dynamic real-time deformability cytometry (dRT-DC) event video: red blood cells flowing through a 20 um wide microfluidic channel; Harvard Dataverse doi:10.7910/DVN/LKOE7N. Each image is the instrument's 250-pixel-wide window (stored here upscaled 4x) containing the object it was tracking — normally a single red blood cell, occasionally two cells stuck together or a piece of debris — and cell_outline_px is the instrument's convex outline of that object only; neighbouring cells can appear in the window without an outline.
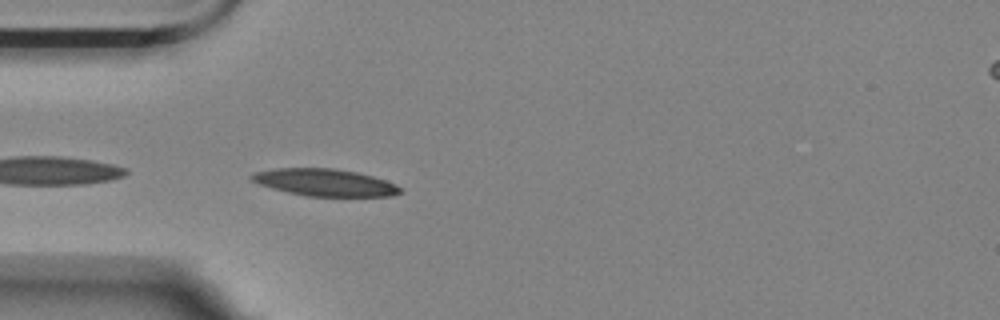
{"species": "Egyptian fruit bat (a non-hibernating species)", "species_latin": "Rousettus aegyptiacus", "temperature_condition": "room temperature", "stored_images_in_passage": 27, "camera_frame_rate_fps": 3000, "um_per_image_px": 0.085, "animal": {"sex": "female"}, "frame": {"image": 1, "passage_image": 2, "time_ms": 0.333, "image_size_px": [1000, 320], "cell_outline_px": [[400, 192], [392, 196], [308, 196], [288, 192], [272, 188], [260, 184], [252, 180], [248, 176], [252, 172], [276, 168], [332, 168], [356, 172], [372, 176], [396, 184], [400, 188]], "centroid_in_image_um": [27.57, 15.5], "position_along_channel_um": 57.4, "area_um2": 23.29}}
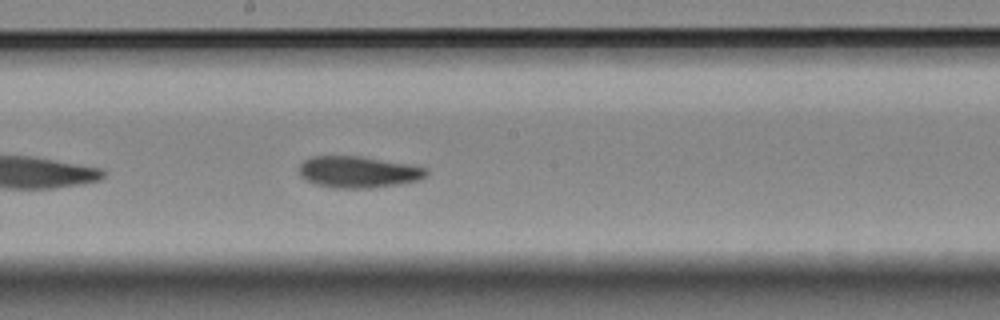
{"frame": {"image": 2, "passage_image": 16, "time_ms": 5.0, "image_size_px": [1000, 320], "cell_outline_px": [[428, 172], [420, 180], [400, 184], [376, 188], [332, 188], [316, 184], [300, 176], [300, 164], [304, 160], [312, 156], [360, 156], [412, 164], [428, 168]], "centroid_in_image_um": [30.49, 14.62], "position_along_channel_um": 217.7, "area_um2": 23.58}}
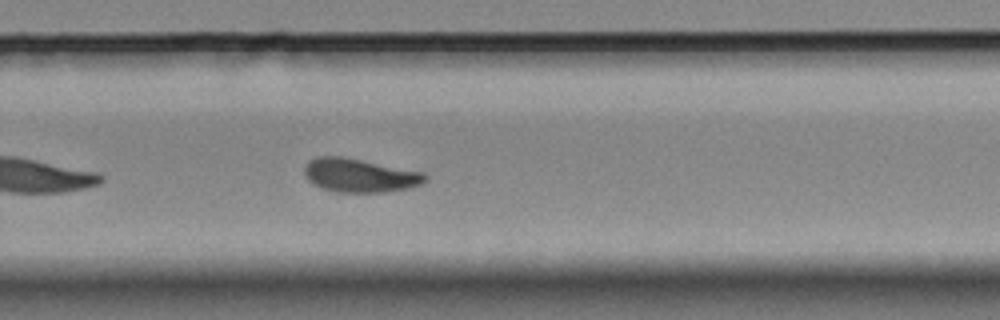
{"frame": {"image": 3, "passage_image": 23, "time_ms": 7.333, "image_size_px": [1000, 320], "cell_outline_px": [[428, 180], [420, 184], [408, 188], [384, 192], [340, 192], [324, 188], [308, 180], [304, 172], [304, 168], [308, 160], [316, 156], [340, 156], [424, 172], [428, 176]], "centroid_in_image_um": [30.59, 14.9], "position_along_channel_um": 299.2, "area_um2": 23.47}}